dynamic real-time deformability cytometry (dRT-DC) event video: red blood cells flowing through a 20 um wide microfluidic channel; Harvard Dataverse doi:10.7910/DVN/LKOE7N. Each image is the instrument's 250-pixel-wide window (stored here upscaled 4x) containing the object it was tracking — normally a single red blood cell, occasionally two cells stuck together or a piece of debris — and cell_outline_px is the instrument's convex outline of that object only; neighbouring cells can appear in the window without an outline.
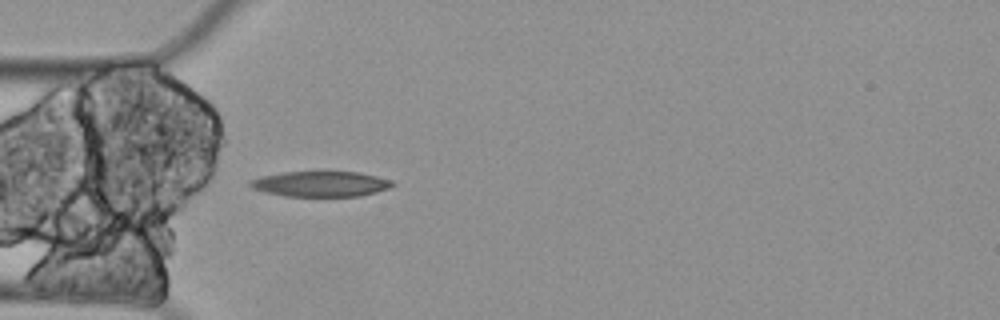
{"species": "Egyptian fruit bat (a non-hibernating species)", "species_latin": "Rousettus aegyptiacus", "temperature_condition": "cold", "stored_images_in_passage": 4, "camera_frame_rate_fps": 3000, "um_per_image_px": 0.085, "animal": {"sex": "female"}, "frame": {"image": 1, "passage_image": 4, "time_ms": 1.0, "image_size_px": [1000, 320], "cell_outline_px": [[396, 184], [388, 188], [376, 192], [360, 196], [284, 196], [264, 192], [252, 188], [248, 184], [252, 180], [260, 176], [284, 172], [360, 172], [392, 180]], "centroid_in_image_um": [27.26, 15.63], "position_along_channel_um": 57.7, "area_um2": 21.04}}